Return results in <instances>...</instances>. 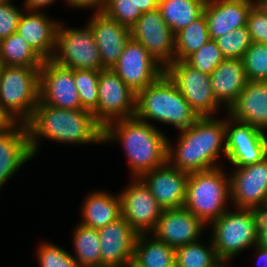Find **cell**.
Returning a JSON list of instances; mask_svg holds the SVG:
<instances>
[{"instance_id":"cell-1","label":"cell","mask_w":267,"mask_h":267,"mask_svg":"<svg viewBox=\"0 0 267 267\" xmlns=\"http://www.w3.org/2000/svg\"><path fill=\"white\" fill-rule=\"evenodd\" d=\"M25 124L33 157L39 150L41 138L64 144L103 143V127L94 114L85 109H60L38 102Z\"/></svg>"},{"instance_id":"cell-2","label":"cell","mask_w":267,"mask_h":267,"mask_svg":"<svg viewBox=\"0 0 267 267\" xmlns=\"http://www.w3.org/2000/svg\"><path fill=\"white\" fill-rule=\"evenodd\" d=\"M214 116L199 117L189 128L179 131L176 148L167 140L169 165L187 173L221 166L216 163L222 154L226 157V118Z\"/></svg>"},{"instance_id":"cell-3","label":"cell","mask_w":267,"mask_h":267,"mask_svg":"<svg viewBox=\"0 0 267 267\" xmlns=\"http://www.w3.org/2000/svg\"><path fill=\"white\" fill-rule=\"evenodd\" d=\"M167 140L157 127L136 116L115 120L103 128V143L121 142L132 178H139L167 163Z\"/></svg>"},{"instance_id":"cell-4","label":"cell","mask_w":267,"mask_h":267,"mask_svg":"<svg viewBox=\"0 0 267 267\" xmlns=\"http://www.w3.org/2000/svg\"><path fill=\"white\" fill-rule=\"evenodd\" d=\"M135 116L146 122L154 120L175 126L179 131L199 118L165 73L136 95Z\"/></svg>"},{"instance_id":"cell-5","label":"cell","mask_w":267,"mask_h":267,"mask_svg":"<svg viewBox=\"0 0 267 267\" xmlns=\"http://www.w3.org/2000/svg\"><path fill=\"white\" fill-rule=\"evenodd\" d=\"M222 168L189 173L183 207L207 226L228 210L230 181Z\"/></svg>"},{"instance_id":"cell-6","label":"cell","mask_w":267,"mask_h":267,"mask_svg":"<svg viewBox=\"0 0 267 267\" xmlns=\"http://www.w3.org/2000/svg\"><path fill=\"white\" fill-rule=\"evenodd\" d=\"M40 67L4 66L0 74V107L16 122L26 123L39 102Z\"/></svg>"},{"instance_id":"cell-7","label":"cell","mask_w":267,"mask_h":267,"mask_svg":"<svg viewBox=\"0 0 267 267\" xmlns=\"http://www.w3.org/2000/svg\"><path fill=\"white\" fill-rule=\"evenodd\" d=\"M234 210H226L211 223V240L216 254L220 260L227 262L243 250L255 247L258 239V211Z\"/></svg>"},{"instance_id":"cell-8","label":"cell","mask_w":267,"mask_h":267,"mask_svg":"<svg viewBox=\"0 0 267 267\" xmlns=\"http://www.w3.org/2000/svg\"><path fill=\"white\" fill-rule=\"evenodd\" d=\"M57 64L72 70L101 71L103 64L91 27H64L59 22L56 30L55 51L51 58Z\"/></svg>"},{"instance_id":"cell-9","label":"cell","mask_w":267,"mask_h":267,"mask_svg":"<svg viewBox=\"0 0 267 267\" xmlns=\"http://www.w3.org/2000/svg\"><path fill=\"white\" fill-rule=\"evenodd\" d=\"M164 73L199 117L212 116L221 107L216 101L210 74L198 71L184 61H173Z\"/></svg>"},{"instance_id":"cell-10","label":"cell","mask_w":267,"mask_h":267,"mask_svg":"<svg viewBox=\"0 0 267 267\" xmlns=\"http://www.w3.org/2000/svg\"><path fill=\"white\" fill-rule=\"evenodd\" d=\"M97 108L92 112L104 128L107 124L136 114V94L112 69H102L99 74Z\"/></svg>"},{"instance_id":"cell-11","label":"cell","mask_w":267,"mask_h":267,"mask_svg":"<svg viewBox=\"0 0 267 267\" xmlns=\"http://www.w3.org/2000/svg\"><path fill=\"white\" fill-rule=\"evenodd\" d=\"M136 95L164 74V68L136 40L130 38L111 68Z\"/></svg>"},{"instance_id":"cell-12","label":"cell","mask_w":267,"mask_h":267,"mask_svg":"<svg viewBox=\"0 0 267 267\" xmlns=\"http://www.w3.org/2000/svg\"><path fill=\"white\" fill-rule=\"evenodd\" d=\"M130 37L140 42L164 69L174 61L175 34L158 9L142 13L130 28Z\"/></svg>"},{"instance_id":"cell-13","label":"cell","mask_w":267,"mask_h":267,"mask_svg":"<svg viewBox=\"0 0 267 267\" xmlns=\"http://www.w3.org/2000/svg\"><path fill=\"white\" fill-rule=\"evenodd\" d=\"M226 119V159L244 167L267 158V134L249 124ZM232 125V126H231Z\"/></svg>"},{"instance_id":"cell-14","label":"cell","mask_w":267,"mask_h":267,"mask_svg":"<svg viewBox=\"0 0 267 267\" xmlns=\"http://www.w3.org/2000/svg\"><path fill=\"white\" fill-rule=\"evenodd\" d=\"M229 173L230 196L235 208L265 210L267 205V158Z\"/></svg>"},{"instance_id":"cell-15","label":"cell","mask_w":267,"mask_h":267,"mask_svg":"<svg viewBox=\"0 0 267 267\" xmlns=\"http://www.w3.org/2000/svg\"><path fill=\"white\" fill-rule=\"evenodd\" d=\"M39 102L60 109H83L73 70L51 59L44 60L40 67Z\"/></svg>"},{"instance_id":"cell-16","label":"cell","mask_w":267,"mask_h":267,"mask_svg":"<svg viewBox=\"0 0 267 267\" xmlns=\"http://www.w3.org/2000/svg\"><path fill=\"white\" fill-rule=\"evenodd\" d=\"M119 196L121 216L138 234H150L163 210L145 183L140 178H132Z\"/></svg>"},{"instance_id":"cell-17","label":"cell","mask_w":267,"mask_h":267,"mask_svg":"<svg viewBox=\"0 0 267 267\" xmlns=\"http://www.w3.org/2000/svg\"><path fill=\"white\" fill-rule=\"evenodd\" d=\"M100 239L101 267H130L138 233L121 216L97 229Z\"/></svg>"},{"instance_id":"cell-18","label":"cell","mask_w":267,"mask_h":267,"mask_svg":"<svg viewBox=\"0 0 267 267\" xmlns=\"http://www.w3.org/2000/svg\"><path fill=\"white\" fill-rule=\"evenodd\" d=\"M149 188L162 210L179 209L186 199L189 173L168 163L139 177Z\"/></svg>"},{"instance_id":"cell-19","label":"cell","mask_w":267,"mask_h":267,"mask_svg":"<svg viewBox=\"0 0 267 267\" xmlns=\"http://www.w3.org/2000/svg\"><path fill=\"white\" fill-rule=\"evenodd\" d=\"M205 224L189 210H163L154 230L150 233L173 249L200 240Z\"/></svg>"},{"instance_id":"cell-20","label":"cell","mask_w":267,"mask_h":267,"mask_svg":"<svg viewBox=\"0 0 267 267\" xmlns=\"http://www.w3.org/2000/svg\"><path fill=\"white\" fill-rule=\"evenodd\" d=\"M87 23L93 32L100 52L103 69H111L118 61L130 37V29L106 16L95 12Z\"/></svg>"},{"instance_id":"cell-21","label":"cell","mask_w":267,"mask_h":267,"mask_svg":"<svg viewBox=\"0 0 267 267\" xmlns=\"http://www.w3.org/2000/svg\"><path fill=\"white\" fill-rule=\"evenodd\" d=\"M258 0H207L204 15L210 39L216 40L227 32L245 27L248 14Z\"/></svg>"},{"instance_id":"cell-22","label":"cell","mask_w":267,"mask_h":267,"mask_svg":"<svg viewBox=\"0 0 267 267\" xmlns=\"http://www.w3.org/2000/svg\"><path fill=\"white\" fill-rule=\"evenodd\" d=\"M32 158L25 123L16 122L10 129L0 133V189Z\"/></svg>"},{"instance_id":"cell-23","label":"cell","mask_w":267,"mask_h":267,"mask_svg":"<svg viewBox=\"0 0 267 267\" xmlns=\"http://www.w3.org/2000/svg\"><path fill=\"white\" fill-rule=\"evenodd\" d=\"M226 112L233 120L267 132V82L248 81Z\"/></svg>"},{"instance_id":"cell-24","label":"cell","mask_w":267,"mask_h":267,"mask_svg":"<svg viewBox=\"0 0 267 267\" xmlns=\"http://www.w3.org/2000/svg\"><path fill=\"white\" fill-rule=\"evenodd\" d=\"M58 24L59 20L50 19L42 11L24 10L17 32L43 60H49L55 51Z\"/></svg>"},{"instance_id":"cell-25","label":"cell","mask_w":267,"mask_h":267,"mask_svg":"<svg viewBox=\"0 0 267 267\" xmlns=\"http://www.w3.org/2000/svg\"><path fill=\"white\" fill-rule=\"evenodd\" d=\"M210 82L216 101L228 110L248 82L242 59H224L210 74Z\"/></svg>"},{"instance_id":"cell-26","label":"cell","mask_w":267,"mask_h":267,"mask_svg":"<svg viewBox=\"0 0 267 267\" xmlns=\"http://www.w3.org/2000/svg\"><path fill=\"white\" fill-rule=\"evenodd\" d=\"M81 208V224L94 229L105 227L121 217L120 196L102 190L88 194Z\"/></svg>"},{"instance_id":"cell-27","label":"cell","mask_w":267,"mask_h":267,"mask_svg":"<svg viewBox=\"0 0 267 267\" xmlns=\"http://www.w3.org/2000/svg\"><path fill=\"white\" fill-rule=\"evenodd\" d=\"M130 267H176L175 249L151 234H138Z\"/></svg>"},{"instance_id":"cell-28","label":"cell","mask_w":267,"mask_h":267,"mask_svg":"<svg viewBox=\"0 0 267 267\" xmlns=\"http://www.w3.org/2000/svg\"><path fill=\"white\" fill-rule=\"evenodd\" d=\"M207 0H159L158 10L174 34L203 14Z\"/></svg>"},{"instance_id":"cell-29","label":"cell","mask_w":267,"mask_h":267,"mask_svg":"<svg viewBox=\"0 0 267 267\" xmlns=\"http://www.w3.org/2000/svg\"><path fill=\"white\" fill-rule=\"evenodd\" d=\"M0 59L4 66L41 67L44 62L18 32L0 40Z\"/></svg>"},{"instance_id":"cell-30","label":"cell","mask_w":267,"mask_h":267,"mask_svg":"<svg viewBox=\"0 0 267 267\" xmlns=\"http://www.w3.org/2000/svg\"><path fill=\"white\" fill-rule=\"evenodd\" d=\"M209 39L207 19L203 13L187 27L175 34L174 61H184L206 44Z\"/></svg>"},{"instance_id":"cell-31","label":"cell","mask_w":267,"mask_h":267,"mask_svg":"<svg viewBox=\"0 0 267 267\" xmlns=\"http://www.w3.org/2000/svg\"><path fill=\"white\" fill-rule=\"evenodd\" d=\"M73 258L81 267H101L100 239L97 229L79 223L73 231Z\"/></svg>"},{"instance_id":"cell-32","label":"cell","mask_w":267,"mask_h":267,"mask_svg":"<svg viewBox=\"0 0 267 267\" xmlns=\"http://www.w3.org/2000/svg\"><path fill=\"white\" fill-rule=\"evenodd\" d=\"M199 241L175 249L176 267L216 266L221 261L216 254L212 240L208 247Z\"/></svg>"},{"instance_id":"cell-33","label":"cell","mask_w":267,"mask_h":267,"mask_svg":"<svg viewBox=\"0 0 267 267\" xmlns=\"http://www.w3.org/2000/svg\"><path fill=\"white\" fill-rule=\"evenodd\" d=\"M99 74L96 70H73L74 80L83 109L93 112L99 97Z\"/></svg>"},{"instance_id":"cell-34","label":"cell","mask_w":267,"mask_h":267,"mask_svg":"<svg viewBox=\"0 0 267 267\" xmlns=\"http://www.w3.org/2000/svg\"><path fill=\"white\" fill-rule=\"evenodd\" d=\"M242 62L248 81L267 82V45L253 42Z\"/></svg>"},{"instance_id":"cell-35","label":"cell","mask_w":267,"mask_h":267,"mask_svg":"<svg viewBox=\"0 0 267 267\" xmlns=\"http://www.w3.org/2000/svg\"><path fill=\"white\" fill-rule=\"evenodd\" d=\"M215 41L225 59H242L253 43L246 26L227 32Z\"/></svg>"},{"instance_id":"cell-36","label":"cell","mask_w":267,"mask_h":267,"mask_svg":"<svg viewBox=\"0 0 267 267\" xmlns=\"http://www.w3.org/2000/svg\"><path fill=\"white\" fill-rule=\"evenodd\" d=\"M224 59L217 42L209 39L199 50L188 56L184 62L198 71L211 74Z\"/></svg>"},{"instance_id":"cell-37","label":"cell","mask_w":267,"mask_h":267,"mask_svg":"<svg viewBox=\"0 0 267 267\" xmlns=\"http://www.w3.org/2000/svg\"><path fill=\"white\" fill-rule=\"evenodd\" d=\"M37 250L40 267H81L74 255L55 244L41 243Z\"/></svg>"},{"instance_id":"cell-38","label":"cell","mask_w":267,"mask_h":267,"mask_svg":"<svg viewBox=\"0 0 267 267\" xmlns=\"http://www.w3.org/2000/svg\"><path fill=\"white\" fill-rule=\"evenodd\" d=\"M102 12L129 29L142 15L133 0H105Z\"/></svg>"},{"instance_id":"cell-39","label":"cell","mask_w":267,"mask_h":267,"mask_svg":"<svg viewBox=\"0 0 267 267\" xmlns=\"http://www.w3.org/2000/svg\"><path fill=\"white\" fill-rule=\"evenodd\" d=\"M246 28L252 42L267 45V9L259 1L252 6L248 14Z\"/></svg>"},{"instance_id":"cell-40","label":"cell","mask_w":267,"mask_h":267,"mask_svg":"<svg viewBox=\"0 0 267 267\" xmlns=\"http://www.w3.org/2000/svg\"><path fill=\"white\" fill-rule=\"evenodd\" d=\"M16 7L12 1L0 4V40L17 32L19 20L24 10Z\"/></svg>"},{"instance_id":"cell-41","label":"cell","mask_w":267,"mask_h":267,"mask_svg":"<svg viewBox=\"0 0 267 267\" xmlns=\"http://www.w3.org/2000/svg\"><path fill=\"white\" fill-rule=\"evenodd\" d=\"M257 245L267 248V212L258 211V239Z\"/></svg>"},{"instance_id":"cell-42","label":"cell","mask_w":267,"mask_h":267,"mask_svg":"<svg viewBox=\"0 0 267 267\" xmlns=\"http://www.w3.org/2000/svg\"><path fill=\"white\" fill-rule=\"evenodd\" d=\"M69 5L74 8H95L96 12L103 10L105 0H65Z\"/></svg>"},{"instance_id":"cell-43","label":"cell","mask_w":267,"mask_h":267,"mask_svg":"<svg viewBox=\"0 0 267 267\" xmlns=\"http://www.w3.org/2000/svg\"><path fill=\"white\" fill-rule=\"evenodd\" d=\"M54 1L55 0H25L23 5L25 11H40L41 8L54 3Z\"/></svg>"},{"instance_id":"cell-44","label":"cell","mask_w":267,"mask_h":267,"mask_svg":"<svg viewBox=\"0 0 267 267\" xmlns=\"http://www.w3.org/2000/svg\"><path fill=\"white\" fill-rule=\"evenodd\" d=\"M136 8L142 13L156 10L158 8L159 0H133Z\"/></svg>"},{"instance_id":"cell-45","label":"cell","mask_w":267,"mask_h":267,"mask_svg":"<svg viewBox=\"0 0 267 267\" xmlns=\"http://www.w3.org/2000/svg\"><path fill=\"white\" fill-rule=\"evenodd\" d=\"M16 121L0 107V133L10 129Z\"/></svg>"},{"instance_id":"cell-46","label":"cell","mask_w":267,"mask_h":267,"mask_svg":"<svg viewBox=\"0 0 267 267\" xmlns=\"http://www.w3.org/2000/svg\"><path fill=\"white\" fill-rule=\"evenodd\" d=\"M258 267H267V248L256 245Z\"/></svg>"},{"instance_id":"cell-47","label":"cell","mask_w":267,"mask_h":267,"mask_svg":"<svg viewBox=\"0 0 267 267\" xmlns=\"http://www.w3.org/2000/svg\"><path fill=\"white\" fill-rule=\"evenodd\" d=\"M226 264H228L227 261L221 260L216 266H208V267H228Z\"/></svg>"},{"instance_id":"cell-48","label":"cell","mask_w":267,"mask_h":267,"mask_svg":"<svg viewBox=\"0 0 267 267\" xmlns=\"http://www.w3.org/2000/svg\"><path fill=\"white\" fill-rule=\"evenodd\" d=\"M3 67H4V65H3V63H2V61L0 59V74H1V71H2Z\"/></svg>"},{"instance_id":"cell-49","label":"cell","mask_w":267,"mask_h":267,"mask_svg":"<svg viewBox=\"0 0 267 267\" xmlns=\"http://www.w3.org/2000/svg\"><path fill=\"white\" fill-rule=\"evenodd\" d=\"M261 4H263L267 9V1H259Z\"/></svg>"},{"instance_id":"cell-50","label":"cell","mask_w":267,"mask_h":267,"mask_svg":"<svg viewBox=\"0 0 267 267\" xmlns=\"http://www.w3.org/2000/svg\"><path fill=\"white\" fill-rule=\"evenodd\" d=\"M9 1H11V0H0V4H4V3H7Z\"/></svg>"}]
</instances>
